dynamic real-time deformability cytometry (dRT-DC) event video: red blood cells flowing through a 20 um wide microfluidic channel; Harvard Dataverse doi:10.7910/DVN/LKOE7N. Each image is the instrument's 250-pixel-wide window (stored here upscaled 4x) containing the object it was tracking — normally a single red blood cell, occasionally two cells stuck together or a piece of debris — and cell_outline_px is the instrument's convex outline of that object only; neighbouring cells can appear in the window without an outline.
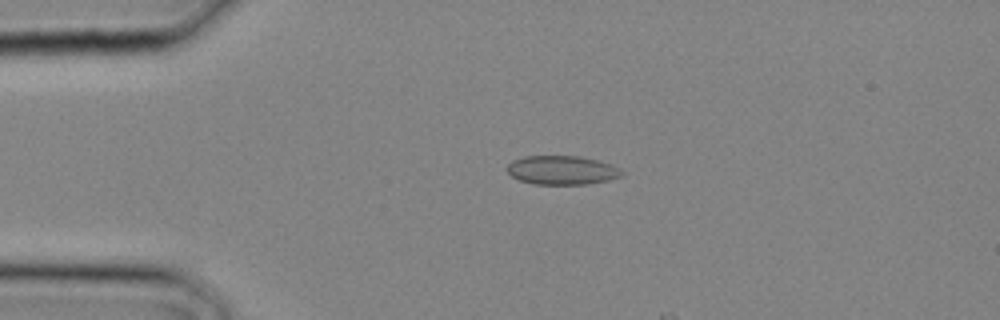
{"species": "common noctule bat (a hibernating species)", "species_latin": "Nyctalus noctula", "temperature_condition": "cold", "stored_images_in_passage": 2, "camera_frame_rate_fps": 3000, "um_per_image_px": 0.085, "animal": {"sex": "male", "body_mass_g": 20.4}, "frame": {"image": 1, "passage_image": 1, "time_ms": 0.0, "image_size_px": [1000, 320], "cell_outline_px": [[624, 176], [608, 180], [588, 184], [532, 184], [520, 180], [512, 176], [508, 172], [508, 164], [512, 160], [524, 156], [580, 156], [612, 164], [620, 168], [624, 172]], "centroid_in_image_um": [47.8, 14.46], "position_along_channel_um": 37.2, "area_um2": 19.42}}